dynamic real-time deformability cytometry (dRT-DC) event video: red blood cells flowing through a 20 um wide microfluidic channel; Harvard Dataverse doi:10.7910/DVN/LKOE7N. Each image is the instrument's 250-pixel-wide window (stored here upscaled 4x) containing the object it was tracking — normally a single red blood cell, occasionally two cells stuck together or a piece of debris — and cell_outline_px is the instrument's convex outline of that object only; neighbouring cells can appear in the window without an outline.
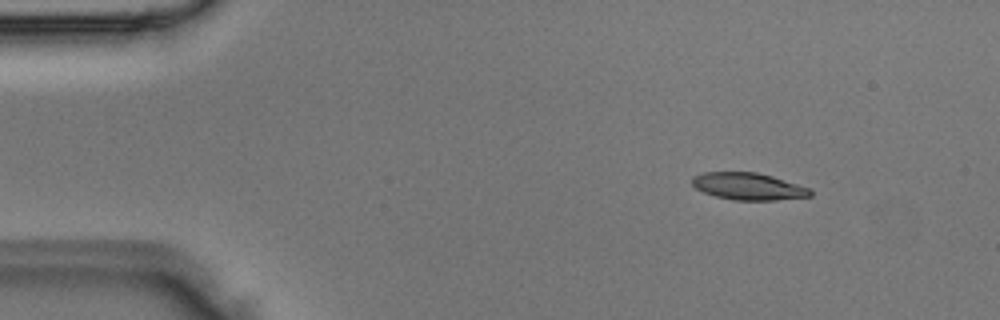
{"species": "Egyptian fruit bat (a non-hibernating species)", "species_latin": "Rousettus aegyptiacus", "temperature_condition": "room temperature", "stored_images_in_passage": 4, "camera_frame_rate_fps": 3000, "um_per_image_px": 0.085, "animal": {"sex": "male"}, "frame": {"image": 1, "passage_image": 2, "time_ms": 0.333, "image_size_px": [1000, 320], "cell_outline_px": [[812, 196], [776, 200], [736, 200], [716, 196], [704, 192], [696, 188], [692, 184], [692, 176], [704, 172], [756, 172], [772, 176], [812, 188]], "centroid_in_image_um": [63.64, 15.84], "position_along_channel_um": 21.4, "area_um2": 18.67}}